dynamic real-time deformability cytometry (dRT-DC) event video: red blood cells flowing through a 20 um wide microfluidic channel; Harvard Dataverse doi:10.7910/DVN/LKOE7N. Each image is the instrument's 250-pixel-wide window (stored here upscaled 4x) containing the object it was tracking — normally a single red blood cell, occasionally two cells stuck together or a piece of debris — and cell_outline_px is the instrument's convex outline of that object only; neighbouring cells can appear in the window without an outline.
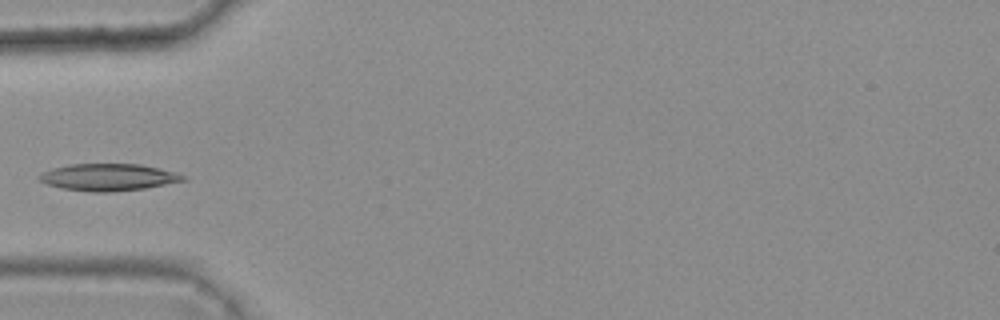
{"species": "common noctule bat (a hibernating species)", "species_latin": "Nyctalus noctula", "temperature_condition": "warm", "stored_images_in_passage": 5, "camera_frame_rate_fps": 3000, "um_per_image_px": 0.085, "animal": {"sex": "female", "body_mass_g": 25.1}, "frame": {"image": 1, "passage_image": 5, "time_ms": 1.333, "image_size_px": [1000, 320], "cell_outline_px": [[188, 180], [144, 188], [112, 192], [92, 192], [60, 188], [48, 184], [40, 180], [36, 176], [52, 168], [72, 164], [140, 164], [188, 176]], "centroid_in_image_um": [9.21, 15.07], "position_along_channel_um": 75.8, "area_um2": 22.48}}